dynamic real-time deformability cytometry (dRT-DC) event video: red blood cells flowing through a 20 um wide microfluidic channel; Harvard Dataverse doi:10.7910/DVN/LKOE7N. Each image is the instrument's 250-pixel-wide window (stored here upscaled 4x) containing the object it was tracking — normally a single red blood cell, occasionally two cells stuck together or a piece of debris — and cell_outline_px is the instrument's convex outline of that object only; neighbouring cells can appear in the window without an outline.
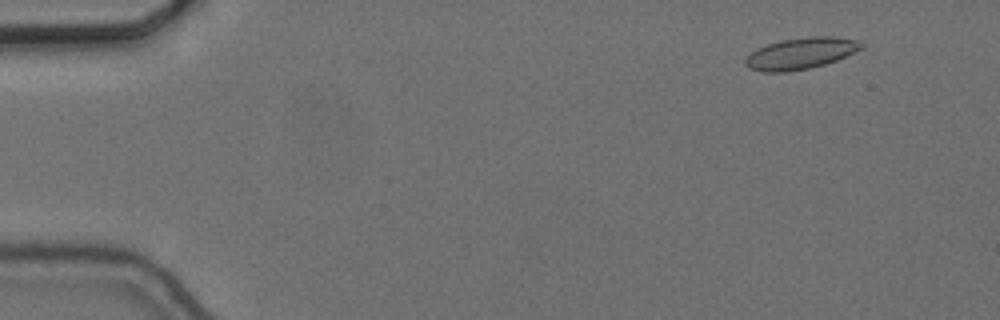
{"species": "common noctule bat (a hibernating species)", "species_latin": "Nyctalus noctula", "temperature_condition": "cold", "stored_images_in_passage": 17, "camera_frame_rate_fps": 3000, "um_per_image_px": 0.085, "animal": {"sex": "female", "body_mass_g": 24.6, "forearm_length_mm": 56.2}, "frame": {"image": 1, "passage_image": 6, "time_ms": 1.667, "image_size_px": [1000, 320], "cell_outline_px": [[868, 44], [864, 48], [836, 60], [824, 64], [808, 68], [788, 72], [764, 72], [748, 68], [744, 64], [744, 60], [756, 48], [780, 40], [808, 36], [832, 36], [860, 40]], "centroid_in_image_um": [68.1, 4.52], "position_along_channel_um": 16.9, "area_um2": 21.5}}
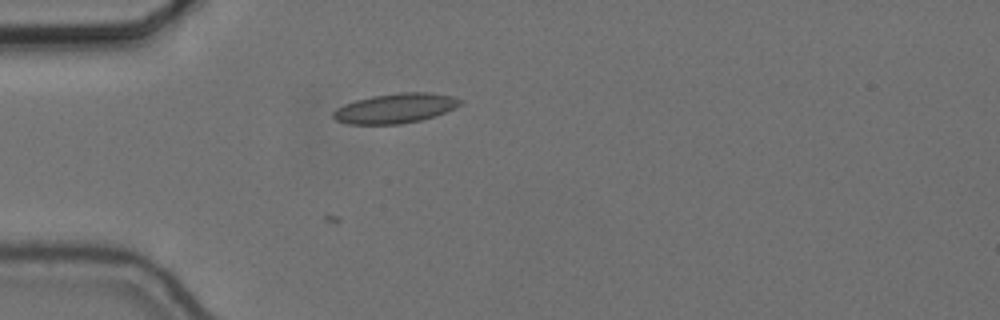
{"frame": {"image": 2, "passage_image": 17, "time_ms": 5.333, "image_size_px": [1000, 320], "cell_outline_px": [[464, 100], [456, 108], [436, 116], [420, 120], [400, 124], [348, 124], [336, 120], [332, 116], [332, 112], [336, 108], [344, 104], [356, 100], [372, 96], [400, 92], [428, 92], [452, 96]], "centroid_in_image_um": [33.62, 9.2], "position_along_channel_um": 51.4, "area_um2": 22.14}}